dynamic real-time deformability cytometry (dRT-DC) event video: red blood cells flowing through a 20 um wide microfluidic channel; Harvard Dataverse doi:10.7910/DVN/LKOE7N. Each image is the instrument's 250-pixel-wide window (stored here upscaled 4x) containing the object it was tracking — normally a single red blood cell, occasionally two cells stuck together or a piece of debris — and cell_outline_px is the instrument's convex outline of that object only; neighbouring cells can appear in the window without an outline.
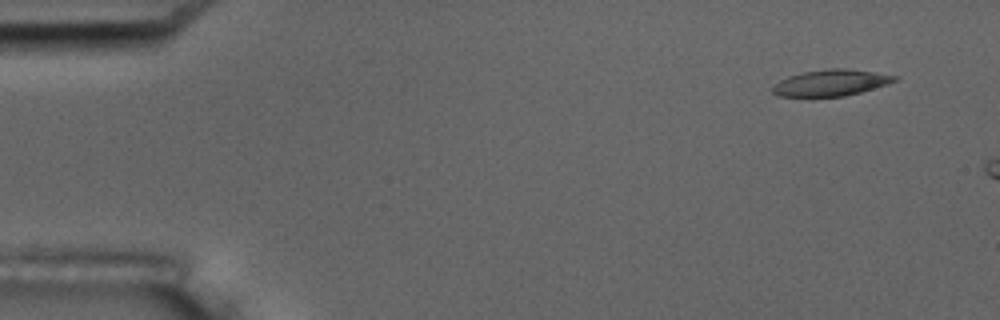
{"species": "common noctule bat (a hibernating species)", "species_latin": "Nyctalus noctula", "temperature_condition": "room temperature", "stored_images_in_passage": 2, "camera_frame_rate_fps": 3000, "um_per_image_px": 0.085, "animal": {"sex": "male", "body_mass_g": 17.5, "forearm_length_mm": 52.3}, "frame": {"image": 1, "passage_image": 1, "time_ms": 0.0, "image_size_px": [1000, 320], "cell_outline_px": [[900, 76], [896, 80], [888, 84], [860, 92], [844, 96], [776, 96], [772, 92], [772, 88], [780, 80], [788, 76], [804, 72], [828, 68], [844, 68]], "centroid_in_image_um": [70.63, 7.03], "position_along_channel_um": 14.4, "area_um2": 18.5}}